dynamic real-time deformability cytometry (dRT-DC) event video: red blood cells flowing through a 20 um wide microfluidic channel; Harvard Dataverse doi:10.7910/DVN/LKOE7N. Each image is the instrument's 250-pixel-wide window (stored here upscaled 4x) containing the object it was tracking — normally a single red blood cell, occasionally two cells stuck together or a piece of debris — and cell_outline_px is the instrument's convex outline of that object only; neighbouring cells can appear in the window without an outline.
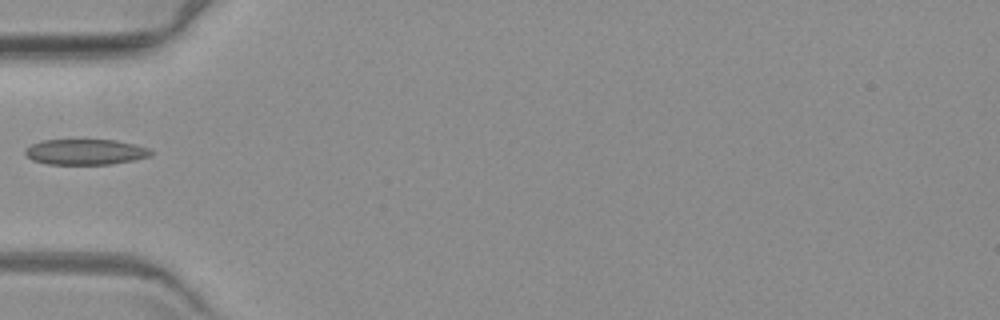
{"species": "common noctule bat (a hibernating species)", "species_latin": "Nyctalus noctula", "temperature_condition": "warm", "stored_images_in_passage": 5, "camera_frame_rate_fps": 3000, "um_per_image_px": 0.085, "animal": {"sex": "female", "body_mass_g": 19.3, "forearm_length_mm": 54.1}, "frame": {"image": 1, "passage_image": 5, "time_ms": 4.667, "image_size_px": [1000, 320], "cell_outline_px": [[152, 156], [136, 160], [112, 164], [48, 164], [32, 160], [24, 152], [32, 144], [40, 140], [116, 140], [136, 144], [148, 148], [152, 152]], "centroid_in_image_um": [7.31, 12.91], "position_along_channel_um": 77.7, "area_um2": 18.79}}